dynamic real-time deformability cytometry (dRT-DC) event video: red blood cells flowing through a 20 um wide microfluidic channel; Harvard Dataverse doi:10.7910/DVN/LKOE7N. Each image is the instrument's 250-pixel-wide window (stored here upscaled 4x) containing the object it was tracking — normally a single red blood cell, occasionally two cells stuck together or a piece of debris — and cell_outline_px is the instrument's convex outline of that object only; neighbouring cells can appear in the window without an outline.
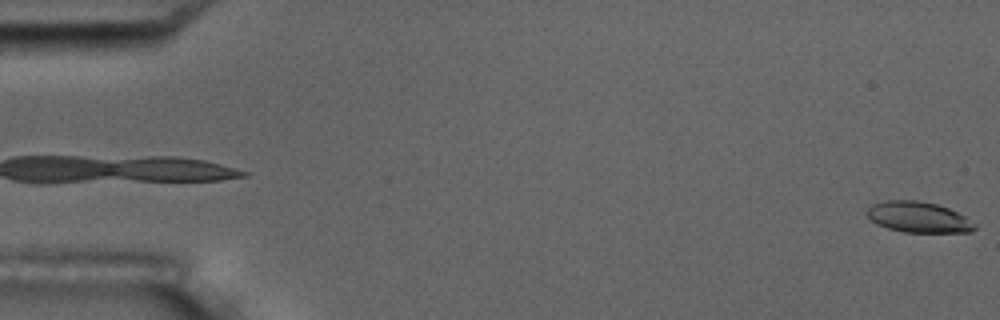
{"species": "common noctule bat (a hibernating species)", "species_latin": "Nyctalus noctula", "temperature_condition": "room temperature", "stored_images_in_passage": 5, "camera_frame_rate_fps": 3000, "um_per_image_px": 0.085, "animal": {"sex": "male", "body_mass_g": 17.5, "forearm_length_mm": 52.3}, "frame": {"image": 1, "passage_image": 5, "time_ms": 4.667, "image_size_px": [1000, 320], "cell_outline_px": [[976, 228], [968, 232], [904, 232], [888, 228], [876, 224], [868, 216], [868, 208], [872, 204], [884, 200], [916, 200], [936, 204], [948, 208], [964, 216], [976, 224]], "centroid_in_image_um": [78.05, 18.45], "position_along_channel_um": 6.9, "area_um2": 19.13}}